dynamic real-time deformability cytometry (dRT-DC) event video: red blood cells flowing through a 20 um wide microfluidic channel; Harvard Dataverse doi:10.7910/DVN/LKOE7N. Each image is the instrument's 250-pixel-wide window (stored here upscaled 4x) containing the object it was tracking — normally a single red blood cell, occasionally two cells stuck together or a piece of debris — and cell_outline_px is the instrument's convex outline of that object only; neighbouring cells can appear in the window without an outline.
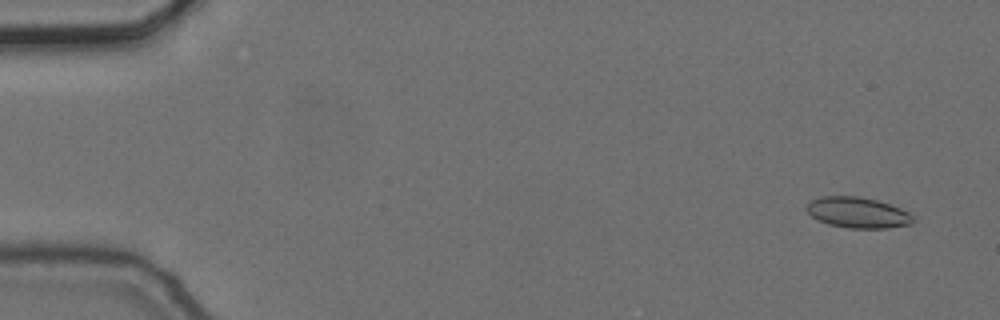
{"species": "common noctule bat (a hibernating species)", "species_latin": "Nyctalus noctula", "temperature_condition": "cold", "stored_images_in_passage": 5, "camera_frame_rate_fps": 3000, "um_per_image_px": 0.085, "animal": {"sex": "female", "body_mass_g": 24.6, "forearm_length_mm": 56.2}, "frame": {"image": 1, "passage_image": 1, "time_ms": 0.0, "image_size_px": [1000, 320], "cell_outline_px": [[912, 224], [888, 228], [848, 228], [828, 224], [812, 216], [804, 208], [812, 200], [820, 196], [860, 196], [876, 200], [900, 208], [908, 212], [912, 216]], "centroid_in_image_um": [72.89, 18.07], "position_along_channel_um": 12.1, "area_um2": 18.96}}
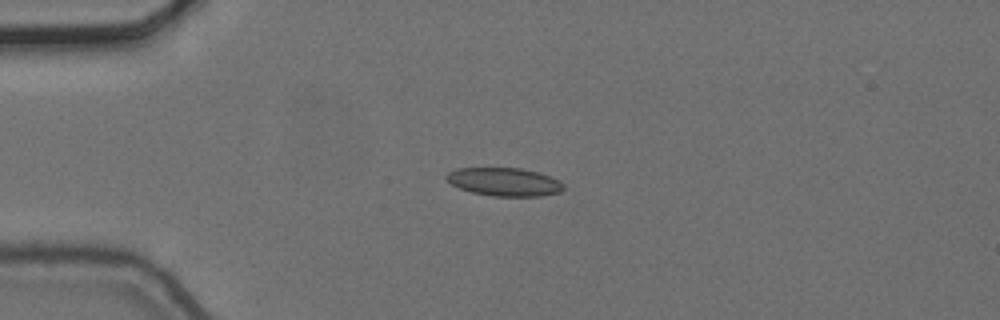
{"frame": {"image": 2, "passage_image": 4, "time_ms": 1.0, "image_size_px": [1000, 320], "cell_outline_px": [[564, 188], [560, 192], [540, 196], [492, 196], [472, 192], [460, 188], [452, 184], [444, 176], [448, 172], [456, 168], [520, 168], [536, 172], [560, 180], [564, 184]], "centroid_in_image_um": [42.87, 15.46], "position_along_channel_um": 42.1, "area_um2": 19.19}}